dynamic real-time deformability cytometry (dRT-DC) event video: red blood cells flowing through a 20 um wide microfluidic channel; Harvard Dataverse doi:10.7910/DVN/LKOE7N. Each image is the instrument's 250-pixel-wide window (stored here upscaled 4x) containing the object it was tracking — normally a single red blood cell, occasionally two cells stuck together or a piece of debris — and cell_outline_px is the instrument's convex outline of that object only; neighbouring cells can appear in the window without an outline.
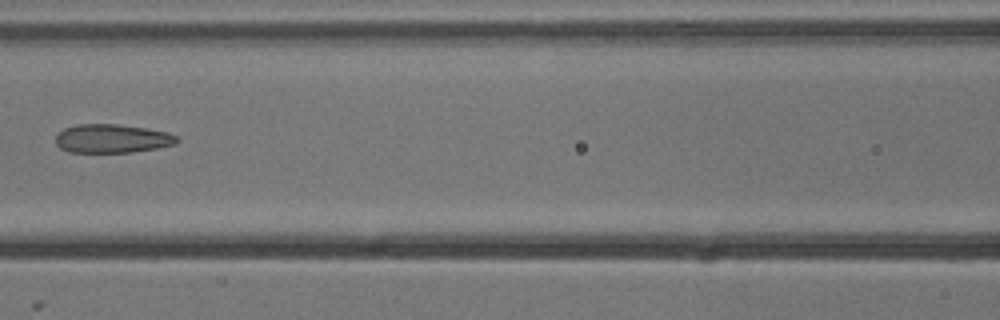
{"species": "common noctule bat (a hibernating species)", "species_latin": "Nyctalus noctula", "temperature_condition": "cold", "stored_images_in_passage": 8, "camera_frame_rate_fps": 3000, "um_per_image_px": 0.085, "animal": {"sex": "male", "body_mass_g": 13.3}, "frame": {"image": 1, "passage_image": 7, "time_ms": 2.0, "image_size_px": [1000, 320], "cell_outline_px": [[180, 140], [176, 144], [156, 148], [132, 152], [68, 152], [60, 148], [56, 144], [56, 136], [64, 128], [76, 124], [116, 124], [148, 128], [168, 132], [176, 136]], "centroid_in_image_um": [9.54, 11.77], "position_along_channel_um": 157.1, "area_um2": 20.35}}
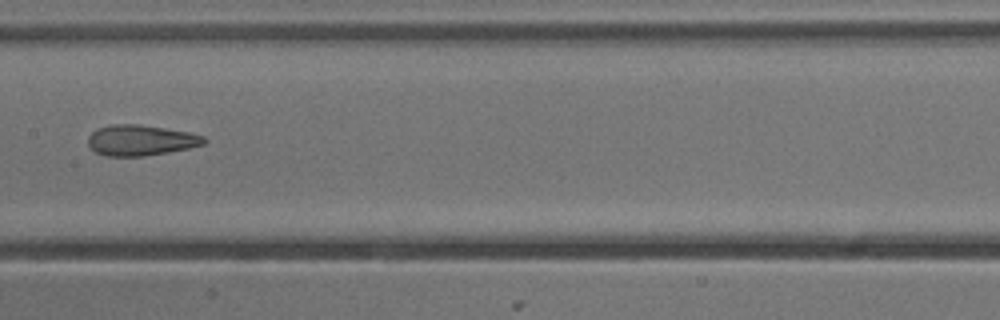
{"frame": {"image": 2, "passage_image": 8, "time_ms": 2.333, "image_size_px": [1000, 320], "cell_outline_px": [[208, 140], [204, 144], [188, 148], [168, 152], [144, 156], [104, 156], [96, 152], [88, 144], [88, 136], [96, 128], [112, 124], [140, 124], [188, 132], [204, 136]], "centroid_in_image_um": [11.95, 11.92], "position_along_channel_um": 195.5, "area_um2": 20.75}}